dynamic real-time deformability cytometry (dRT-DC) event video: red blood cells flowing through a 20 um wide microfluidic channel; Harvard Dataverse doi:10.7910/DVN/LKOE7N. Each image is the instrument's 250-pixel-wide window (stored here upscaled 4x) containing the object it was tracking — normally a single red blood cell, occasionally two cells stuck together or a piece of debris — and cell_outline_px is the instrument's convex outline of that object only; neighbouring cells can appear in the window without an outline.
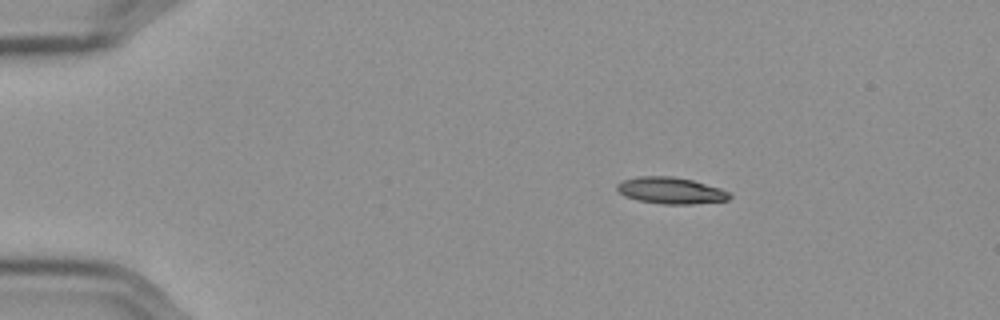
{"species": "Egyptian fruit bat (a non-hibernating species)", "species_latin": "Rousettus aegyptiacus", "temperature_condition": "cold", "stored_images_in_passage": 5, "camera_frame_rate_fps": 3000, "um_per_image_px": 0.085, "frame": {"image": 1, "passage_image": 1, "time_ms": 0.0, "image_size_px": [1000, 320], "cell_outline_px": [[732, 196], [728, 200], [692, 204], [664, 204], [636, 200], [624, 196], [616, 188], [616, 184], [624, 180], [640, 176], [672, 176], [692, 180], [720, 188], [732, 192]], "centroid_in_image_um": [57.04, 16.2], "position_along_channel_um": 28.0, "area_um2": 17.46}}